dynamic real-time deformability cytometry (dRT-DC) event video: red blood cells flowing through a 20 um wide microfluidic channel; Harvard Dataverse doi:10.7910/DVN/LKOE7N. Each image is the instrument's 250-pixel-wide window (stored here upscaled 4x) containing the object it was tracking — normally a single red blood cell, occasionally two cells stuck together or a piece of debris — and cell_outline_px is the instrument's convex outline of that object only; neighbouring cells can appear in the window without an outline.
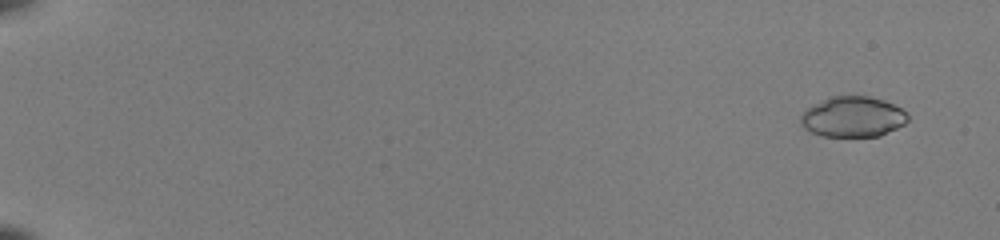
{"species": "common noctule bat (a hibernating species)", "species_latin": "Nyctalus noctula", "temperature_condition": "room temperature", "stored_images_in_passage": 55, "camera_frame_rate_fps": 3000, "um_per_image_px": 0.085, "animal": {"sex": "female", "body_mass_g": 22.0, "forearm_length_mm": 56.7}, "frame": {"image": 1, "passage_image": 4, "time_ms": 1.0, "image_size_px": [1000, 240], "cell_outline_px": [[908, 120], [904, 124], [880, 136], [820, 136], [804, 128], [800, 124], [800, 116], [812, 104], [832, 96], [868, 96], [884, 100], [900, 108], [908, 116]], "centroid_in_image_um": [72.46, 9.93], "position_along_channel_um": 12.5, "area_um2": 25.14}}
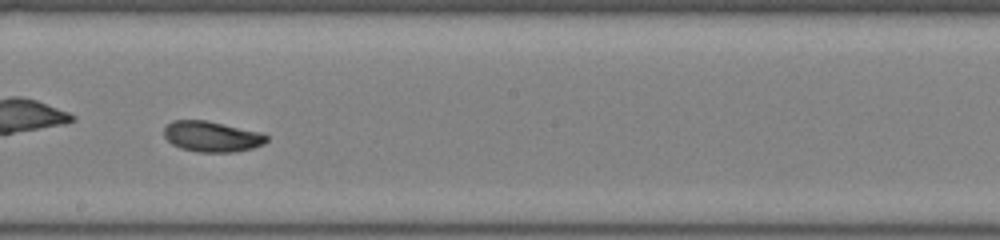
{"frame": {"image": 2, "passage_image": 35, "time_ms": 11.333, "image_size_px": [1000, 240], "cell_outline_px": [[268, 140], [264, 144], [252, 148], [236, 152], [196, 152], [180, 148], [172, 144], [164, 136], [164, 128], [172, 120], [204, 120], [260, 132], [268, 136]], "centroid_in_image_um": [18.0, 11.61], "position_along_channel_um": 230.2, "area_um2": 18.26}}
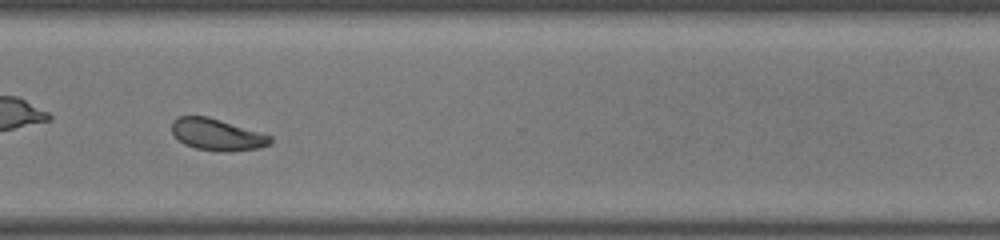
{"frame": {"image": 3, "passage_image": 44, "time_ms": 14.333, "image_size_px": [1000, 240], "cell_outline_px": [[272, 140], [268, 144], [256, 148], [232, 152], [224, 152], [196, 148], [184, 144], [172, 132], [172, 120], [176, 116], [208, 116], [272, 136]], "centroid_in_image_um": [18.42, 11.43], "position_along_channel_um": 352.2, "area_um2": 18.03}, "authors_computed_cell_mechanics": {"area_um2": 18.9584, "velocity_mm_per_s": 4.0456, "shape_relaxation_time_tau1_ms": 3.0988, "shape_relaxation_time_tau2_ms": 3.2192, "deformation_change_tau1": 0.1152, "deformation_change_tau2": 0.0661}}